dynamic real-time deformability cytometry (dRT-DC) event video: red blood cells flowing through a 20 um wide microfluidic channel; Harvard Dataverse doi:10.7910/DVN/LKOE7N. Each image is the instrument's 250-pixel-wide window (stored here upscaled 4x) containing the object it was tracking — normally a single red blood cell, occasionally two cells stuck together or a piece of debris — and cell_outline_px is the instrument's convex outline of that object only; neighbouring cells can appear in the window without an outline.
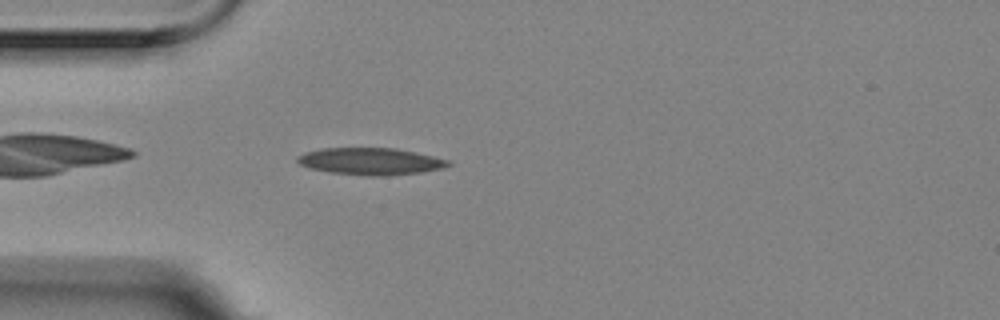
{"species": "Egyptian fruit bat (a non-hibernating species)", "species_latin": "Rousettus aegyptiacus", "temperature_condition": "room temperature", "stored_images_in_passage": 44, "camera_frame_rate_fps": 3000, "um_per_image_px": 0.085, "animal": {"sex": "female"}, "frame": {"image": 1, "passage_image": 3, "time_ms": 0.667, "image_size_px": [1000, 320], "cell_outline_px": [[452, 164], [444, 168], [420, 172], [384, 176], [368, 176], [332, 172], [308, 168], [300, 164], [296, 160], [296, 156], [304, 152], [324, 148], [396, 148], [432, 156], [448, 160]], "centroid_in_image_um": [31.47, 13.71], "position_along_channel_um": 53.5, "area_um2": 23.64}}
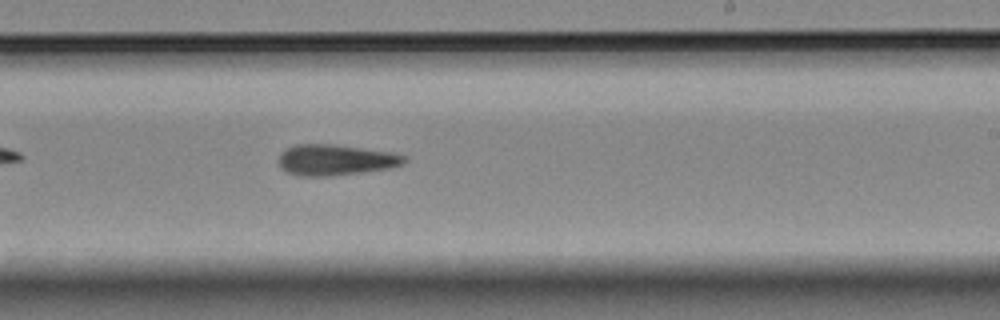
{"frame": {"image": 2, "passage_image": 21, "time_ms": 6.667, "image_size_px": [1000, 320], "cell_outline_px": [[408, 160], [404, 164], [388, 168], [328, 176], [300, 176], [288, 172], [280, 168], [280, 152], [296, 144], [332, 144], [392, 152], [404, 156]], "centroid_in_image_um": [28.51, 13.58], "position_along_channel_um": 260.5, "area_um2": 22.31}}
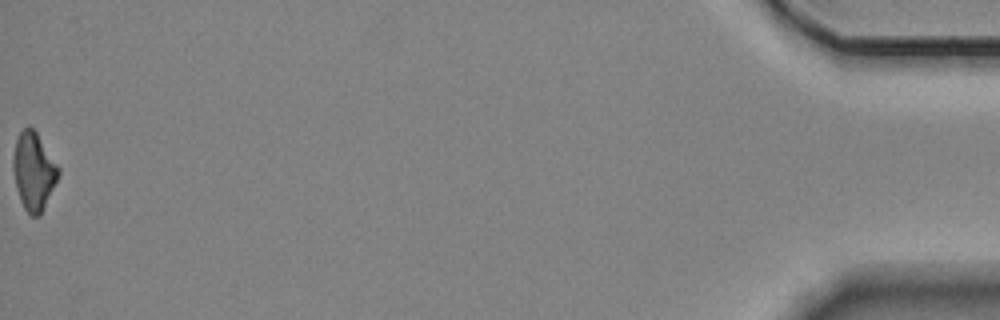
{"frame": {"image": 3, "passage_image": 44, "time_ms": 14.333, "image_size_px": [1000, 320], "cell_outline_px": [[60, 172], [40, 216], [32, 216], [24, 208], [20, 200], [16, 188], [12, 168], [12, 156], [16, 140], [20, 132], [28, 124], [36, 132], [60, 168]], "centroid_in_image_um": [2.84, 14.54], "position_along_channel_um": 432.4, "area_um2": 20.4}, "authors_computed_cell_mechanics": {"area_um2": 21.7328, "velocity_mm_per_s": 3.5302, "shape_relaxation_time_tau1_ms": null, "shape_relaxation_time_tau2_ms": 6.5848, "deformation_change_tau1": null, "deformation_change_tau2": 0.2007}}